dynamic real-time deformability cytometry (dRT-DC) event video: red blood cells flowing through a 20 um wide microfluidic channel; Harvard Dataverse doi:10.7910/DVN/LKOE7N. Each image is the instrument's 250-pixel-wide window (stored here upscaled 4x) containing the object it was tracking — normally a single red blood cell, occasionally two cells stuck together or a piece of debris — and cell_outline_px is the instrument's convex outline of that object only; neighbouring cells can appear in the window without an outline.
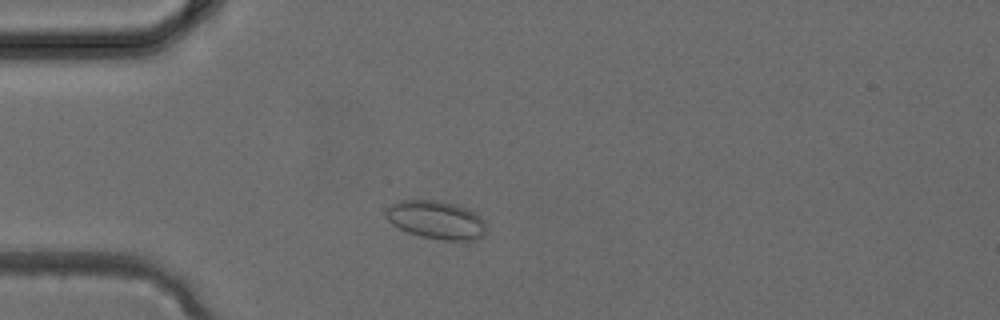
{"species": "common noctule bat (a hibernating species)", "species_latin": "Nyctalus noctula", "temperature_condition": "cold", "stored_images_in_passage": 1, "camera_frame_rate_fps": 3000, "um_per_image_px": 0.085, "animal": {"sex": "female", "body_mass_g": 24.6, "forearm_length_mm": 56.2}, "frame": {"image": 1, "passage_image": 1, "time_ms": 0.0, "image_size_px": [1000, 320], "cell_outline_px": [[488, 232], [484, 236], [472, 240], [440, 240], [420, 236], [408, 232], [392, 224], [388, 220], [384, 212], [384, 208], [400, 200], [440, 200], [468, 208], [476, 212], [484, 220]], "centroid_in_image_um": [37.1, 18.69], "position_along_channel_um": 47.9, "area_um2": 22.77}}